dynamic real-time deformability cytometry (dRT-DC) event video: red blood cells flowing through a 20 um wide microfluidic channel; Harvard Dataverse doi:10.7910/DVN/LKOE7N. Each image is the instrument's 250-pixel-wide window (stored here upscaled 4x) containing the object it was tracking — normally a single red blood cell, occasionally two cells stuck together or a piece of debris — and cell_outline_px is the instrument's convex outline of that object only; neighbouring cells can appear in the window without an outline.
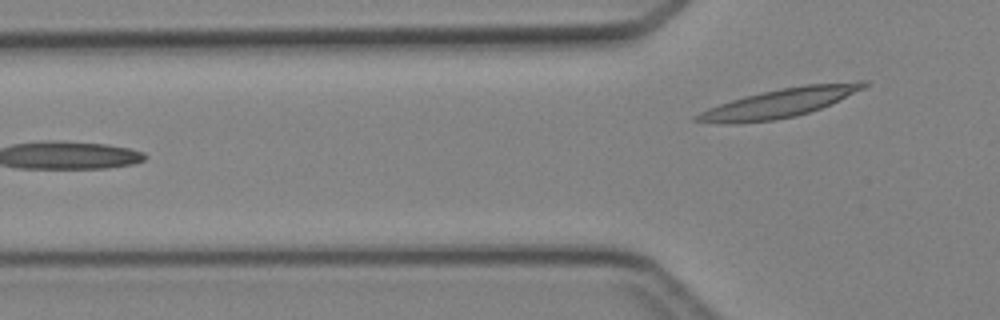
{"species": "Egyptian fruit bat (a non-hibernating species)", "species_latin": "Rousettus aegyptiacus", "temperature_condition": "cold", "stored_images_in_passage": 5, "camera_frame_rate_fps": 3000, "um_per_image_px": 0.085, "animal": {"sex": "female"}, "frame": {"image": 1, "passage_image": 5, "time_ms": 4.667, "image_size_px": [1000, 320], "cell_outline_px": [[868, 84], [864, 88], [820, 108], [796, 116], [772, 120], [736, 124], [732, 124], [692, 120], [692, 116], [708, 108], [744, 96], [780, 88], [804, 84], [856, 80], [868, 80]], "centroid_in_image_um": [66.28, 8.73], "position_along_channel_um": 59.5, "area_um2": 28.03}}